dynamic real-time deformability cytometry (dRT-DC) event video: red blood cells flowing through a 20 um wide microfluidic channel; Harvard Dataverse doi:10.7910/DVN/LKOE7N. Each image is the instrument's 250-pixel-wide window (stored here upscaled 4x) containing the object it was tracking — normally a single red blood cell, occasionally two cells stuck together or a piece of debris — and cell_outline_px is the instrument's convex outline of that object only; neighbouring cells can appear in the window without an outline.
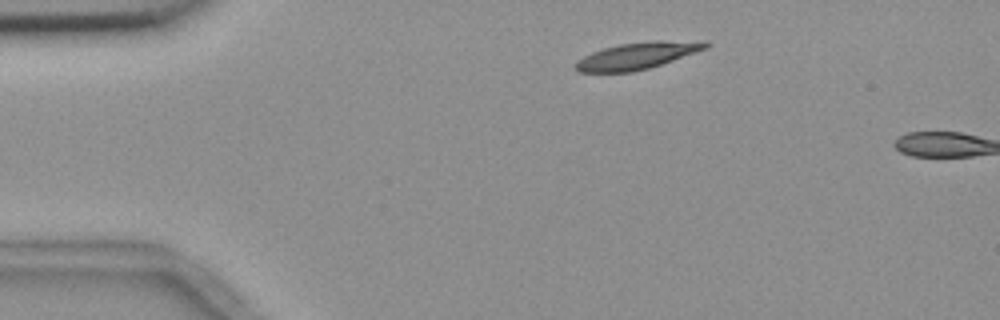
{"species": "common noctule bat (a hibernating species)", "species_latin": "Nyctalus noctula", "temperature_condition": "room temperature", "stored_images_in_passage": 2, "camera_frame_rate_fps": 3000, "um_per_image_px": 0.085, "animal": {"sex": "female", "body_mass_g": 18.4}, "frame": {"image": 1, "passage_image": 1, "time_ms": 0.0, "image_size_px": [1000, 320], "cell_outline_px": [[712, 44], [708, 48], [648, 68], [632, 72], [580, 72], [572, 68], [576, 60], [592, 52], [604, 48], [620, 44], [652, 40], [708, 40]], "centroid_in_image_um": [54.2, 4.71], "position_along_channel_um": 30.8, "area_um2": 20.58}}